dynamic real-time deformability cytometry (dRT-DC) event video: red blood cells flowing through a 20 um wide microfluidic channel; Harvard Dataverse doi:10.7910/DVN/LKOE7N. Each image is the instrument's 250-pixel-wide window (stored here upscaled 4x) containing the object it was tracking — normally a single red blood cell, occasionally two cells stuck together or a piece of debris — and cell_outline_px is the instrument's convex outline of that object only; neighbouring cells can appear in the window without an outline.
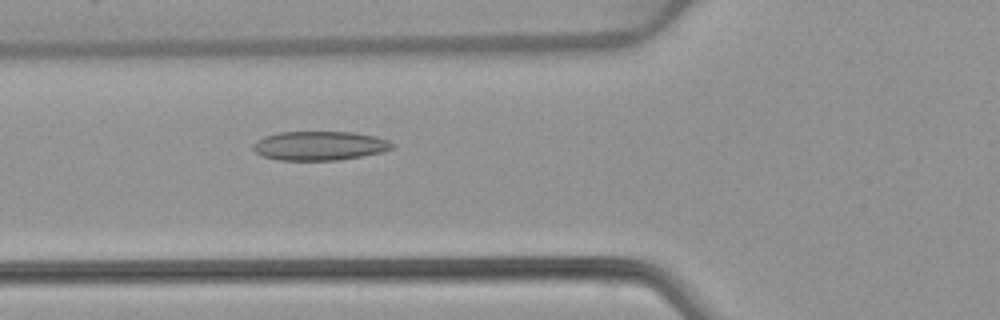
{"species": "common noctule bat (a hibernating species)", "species_latin": "Nyctalus noctula", "temperature_condition": "warm", "stored_images_in_passage": 39, "camera_frame_rate_fps": 3000, "um_per_image_px": 0.085, "animal": {"sex": "female", "body_mass_g": 22.7, "forearm_length_mm": 54.2}, "frame": {"image": 1, "passage_image": 10, "time_ms": 3.0, "image_size_px": [1000, 320], "cell_outline_px": [[396, 144], [392, 148], [384, 152], [340, 160], [280, 160], [264, 156], [256, 152], [252, 148], [252, 144], [256, 140], [264, 136], [280, 132], [352, 132], [376, 136], [388, 140]], "centroid_in_image_um": [27.19, 12.38], "position_along_channel_um": 98.6, "area_um2": 23.7}}
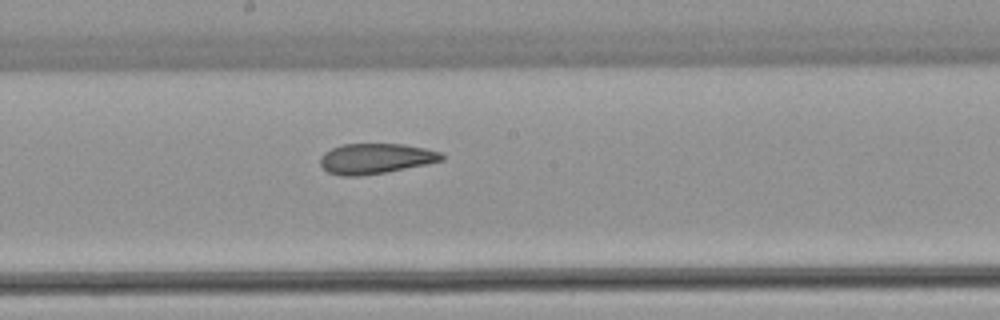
{"frame": {"image": 2, "passage_image": 19, "time_ms": 6.0, "image_size_px": [1000, 320], "cell_outline_px": [[444, 160], [428, 164], [384, 172], [360, 176], [340, 176], [328, 172], [320, 164], [320, 156], [324, 152], [332, 148], [344, 144], [404, 144], [424, 148], [440, 152], [444, 156]], "centroid_in_image_um": [31.92, 13.48], "position_along_channel_um": 216.3, "area_um2": 21.44}}
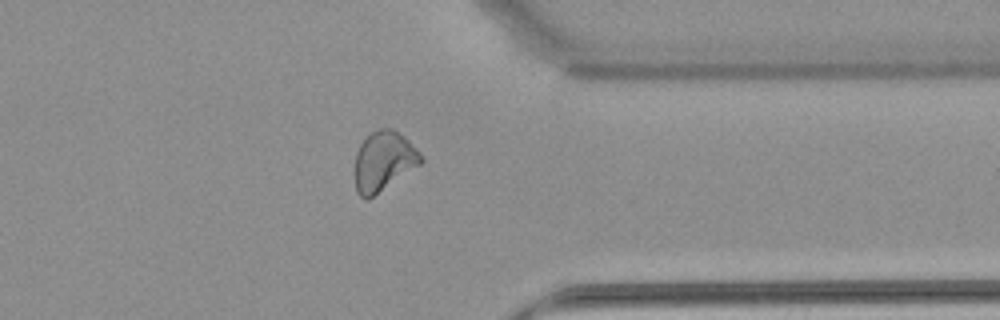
{"frame": {"image": 3, "passage_image": 32, "time_ms": 10.333, "image_size_px": [1000, 320], "cell_outline_px": [[424, 160], [420, 164], [368, 200], [364, 200], [356, 192], [356, 152], [360, 144], [372, 132], [380, 128], [392, 128], [404, 136], [416, 148]], "centroid_in_image_um": [32.6, 13.7], "position_along_channel_um": 378.8, "area_um2": 22.66}, "authors_computed_cell_mechanics": {"area_um2": 22.7154, "velocity_mm_per_s": 3.91, "shape_relaxation_time_tau1_ms": null, "shape_relaxation_time_tau2_ms": 2.705, "deformation_change_tau1": null, "deformation_change_tau2": 0.1026}}